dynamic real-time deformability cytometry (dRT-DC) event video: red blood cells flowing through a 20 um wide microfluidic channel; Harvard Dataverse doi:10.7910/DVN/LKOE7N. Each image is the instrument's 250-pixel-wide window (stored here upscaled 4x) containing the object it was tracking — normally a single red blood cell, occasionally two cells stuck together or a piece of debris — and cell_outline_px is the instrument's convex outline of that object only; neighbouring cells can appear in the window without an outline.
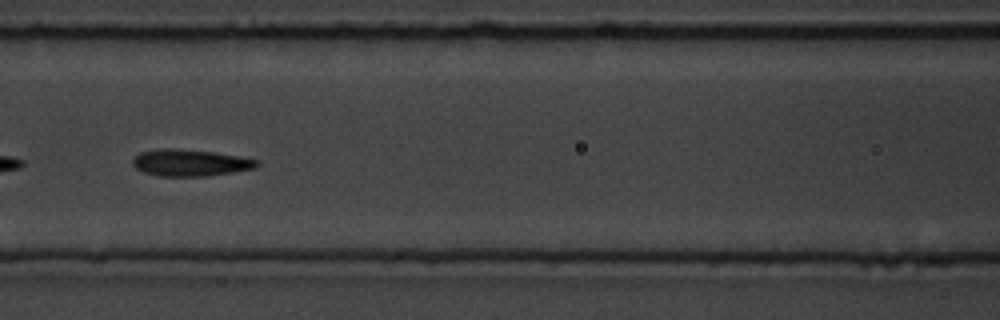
{"species": "common noctule bat (a hibernating species)", "species_latin": "Nyctalus noctula", "temperature_condition": "room temperature", "stored_images_in_passage": 55, "camera_frame_rate_fps": 3000, "um_per_image_px": 0.085, "animal": {"sex": "male", "body_mass_g": 19.5, "forearm_length_mm": 54.6}, "frame": {"image": 1, "passage_image": 24, "time_ms": 7.667, "image_size_px": [1000, 320], "cell_outline_px": [[260, 164], [256, 168], [208, 176], [160, 176], [144, 172], [136, 168], [132, 164], [132, 160], [140, 152], [164, 148], [172, 148], [212, 152], [260, 160]], "centroid_in_image_um": [16.17, 13.84], "position_along_channel_um": 150.4, "area_um2": 19.19}}
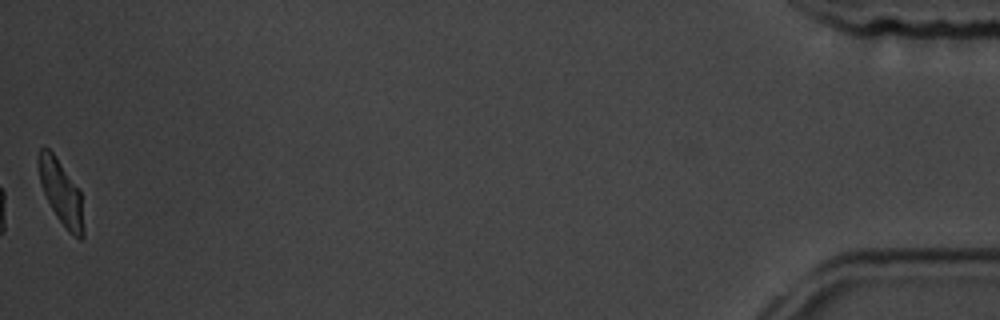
{"frame": {"image": 2, "passage_image": 55, "time_ms": 18.0, "image_size_px": [1000, 320], "cell_outline_px": [[84, 236], [80, 240], [68, 232], [56, 216], [40, 184], [36, 160], [36, 156], [40, 148], [44, 144], [52, 152], [80, 192], [84, 232]], "centroid_in_image_um": [5.15, 16.34], "position_along_channel_um": 430.1, "area_um2": 16.76}, "authors_computed_cell_mechanics": {"area_um2": 19.1896, "velocity_mm_per_s": 3.6462, "shape_relaxation_time_tau1_ms": 4.4253, "shape_relaxation_time_tau2_ms": 2.2525, "deformation_change_tau1": 0.1355, "deformation_change_tau2": 0.0895}}